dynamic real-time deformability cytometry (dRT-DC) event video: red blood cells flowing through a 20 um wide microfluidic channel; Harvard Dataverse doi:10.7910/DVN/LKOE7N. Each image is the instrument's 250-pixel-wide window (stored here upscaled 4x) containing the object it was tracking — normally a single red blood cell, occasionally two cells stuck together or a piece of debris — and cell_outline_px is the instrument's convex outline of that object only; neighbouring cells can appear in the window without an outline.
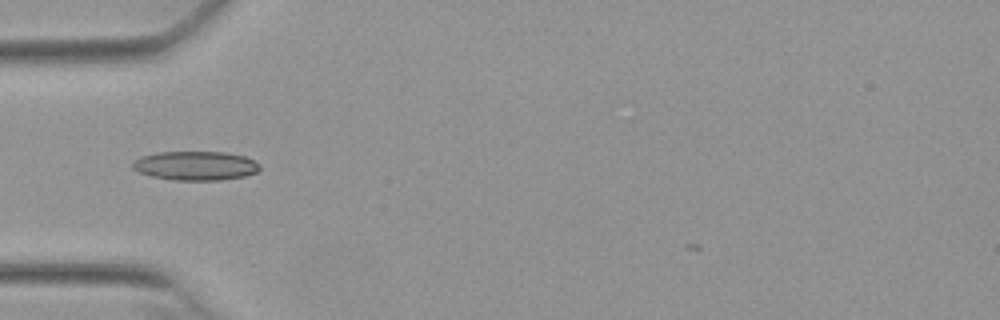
{"species": "Egyptian fruit bat (a non-hibernating species)", "species_latin": "Rousettus aegyptiacus", "temperature_condition": "warm", "stored_images_in_passage": 40, "camera_frame_rate_fps": 3000, "um_per_image_px": 0.085, "animal": {"sex": "female"}, "frame": {"image": 1, "passage_image": 6, "time_ms": 1.667, "image_size_px": [1000, 320], "cell_outline_px": [[260, 168], [256, 172], [244, 176], [220, 180], [172, 180], [152, 176], [140, 172], [132, 168], [132, 160], [140, 156], [156, 152], [224, 152], [244, 156], [260, 164]], "centroid_in_image_um": [16.58, 14.08], "position_along_channel_um": 68.4, "area_um2": 21.56}}
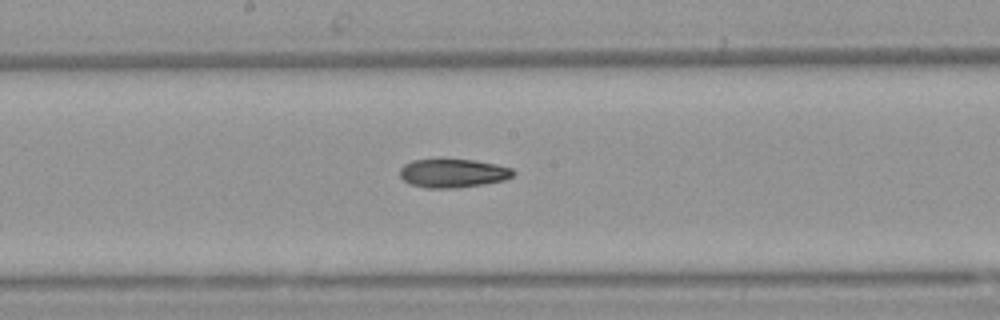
{"frame": {"image": 2, "passage_image": 17, "time_ms": 5.333, "image_size_px": [1000, 320], "cell_outline_px": [[516, 172], [512, 176], [504, 180], [484, 184], [456, 188], [424, 188], [408, 184], [400, 176], [400, 168], [404, 164], [412, 160], [472, 160], [496, 164], [512, 168]], "centroid_in_image_um": [38.49, 14.74], "position_along_channel_um": 209.7, "area_um2": 18.9}}
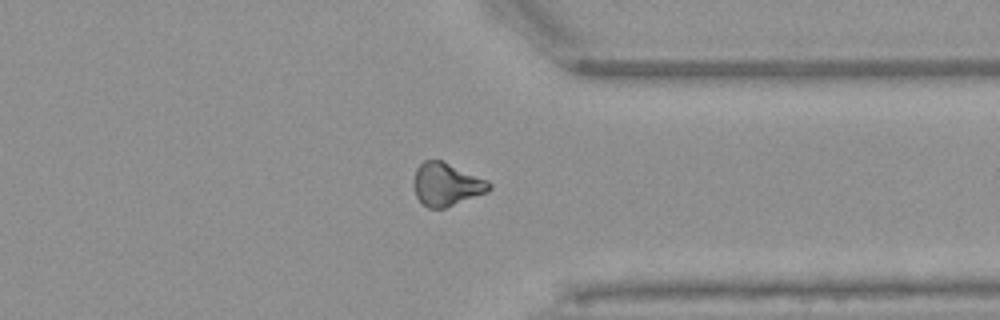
{"frame": {"image": 3, "passage_image": 30, "time_ms": 9.667, "image_size_px": [1000, 320], "cell_outline_px": [[492, 188], [488, 192], [444, 208], [428, 208], [420, 204], [416, 196], [412, 184], [412, 180], [416, 168], [424, 160], [440, 160], [488, 180], [492, 184]], "centroid_in_image_um": [37.92, 15.68], "position_along_channel_um": 373.5, "area_um2": 19.07}}